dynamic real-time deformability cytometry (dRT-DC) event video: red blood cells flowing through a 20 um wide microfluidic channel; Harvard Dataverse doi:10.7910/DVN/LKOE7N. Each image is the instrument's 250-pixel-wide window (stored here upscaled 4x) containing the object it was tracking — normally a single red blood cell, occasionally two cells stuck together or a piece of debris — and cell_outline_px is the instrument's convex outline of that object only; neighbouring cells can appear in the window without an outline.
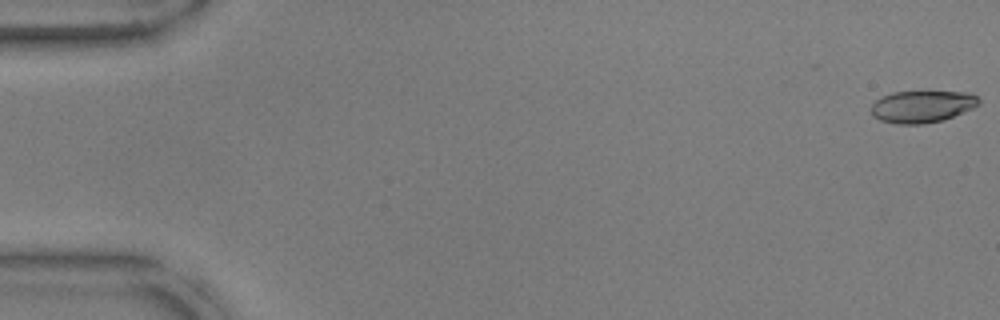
{"species": "common noctule bat (a hibernating species)", "species_latin": "Nyctalus noctula", "temperature_condition": "warm", "stored_images_in_passage": 53, "camera_frame_rate_fps": 3000, "um_per_image_px": 0.085, "animal": {"sex": "male", "body_mass_g": 17.9, "forearm_length_mm": 54.2}, "frame": {"image": 1, "passage_image": 1, "time_ms": 0.0, "image_size_px": [1000, 320], "cell_outline_px": [[980, 104], [972, 108], [944, 120], [924, 124], [896, 124], [880, 120], [872, 116], [872, 104], [876, 100], [892, 92], [968, 92], [976, 96], [980, 100]], "centroid_in_image_um": [78.38, 9.06], "position_along_channel_um": 6.6, "area_um2": 20.0}}
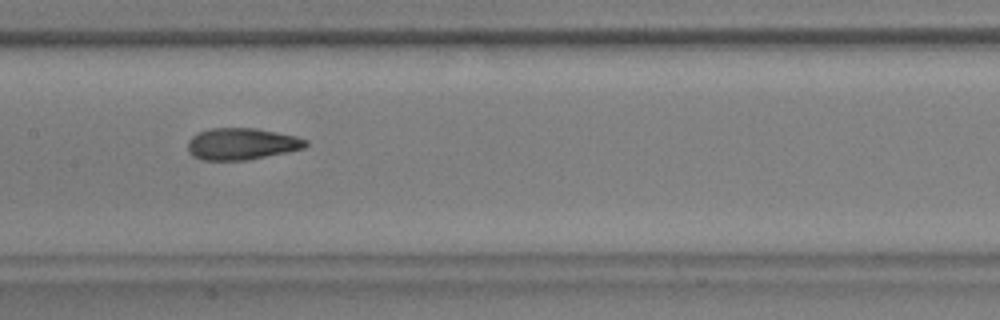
{"frame": {"image": 2, "passage_image": 27, "time_ms": 8.667, "image_size_px": [1000, 320], "cell_outline_px": [[308, 144], [304, 148], [288, 152], [248, 160], [200, 160], [192, 156], [188, 152], [188, 140], [192, 136], [208, 128], [256, 128], [296, 136], [308, 140]], "centroid_in_image_um": [20.53, 12.23], "position_along_channel_um": 186.9, "area_um2": 21.96}}
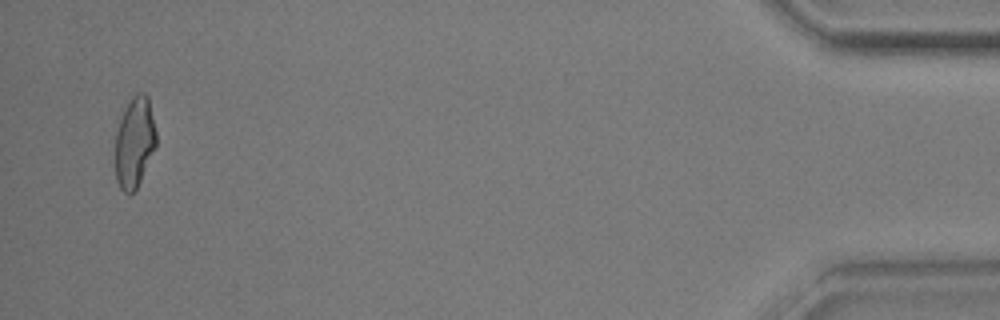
{"frame": {"image": 3, "passage_image": 52, "time_ms": 17.0, "image_size_px": [1000, 320], "cell_outline_px": [[156, 148], [136, 188], [132, 192], [124, 192], [120, 188], [116, 180], [116, 132], [120, 116], [124, 108], [132, 96], [136, 92], [144, 92], [148, 96], [156, 132]], "centroid_in_image_um": [11.44, 12.04], "position_along_channel_um": 423.8, "area_um2": 21.62}, "authors_computed_cell_mechanics": {"area_um2": 21.9062, "velocity_mm_per_s": 3.8066, "shape_relaxation_time_tau1_ms": 9.4492, "shape_relaxation_time_tau2_ms": 1.3717, "deformation_change_tau1": 0.2609, "deformation_change_tau2": 0.0808}}